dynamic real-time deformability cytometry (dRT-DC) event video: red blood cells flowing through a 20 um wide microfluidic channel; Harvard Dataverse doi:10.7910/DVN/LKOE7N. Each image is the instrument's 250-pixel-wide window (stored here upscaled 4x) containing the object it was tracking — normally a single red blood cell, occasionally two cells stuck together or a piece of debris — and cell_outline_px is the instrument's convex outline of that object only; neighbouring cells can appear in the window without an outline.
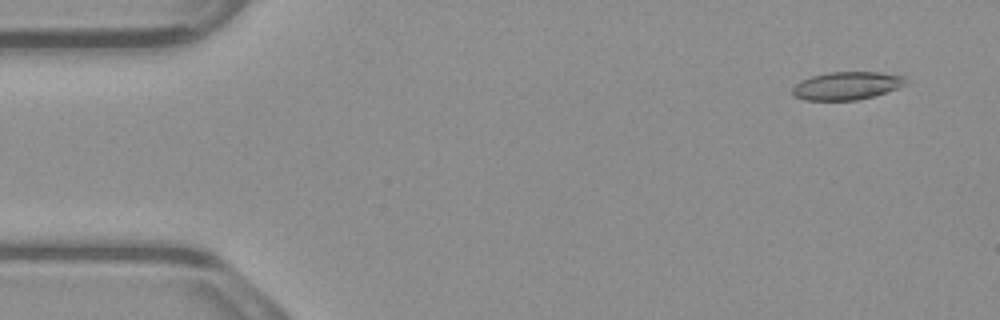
{"species": "common noctule bat (a hibernating species)", "species_latin": "Nyctalus noctula", "temperature_condition": "warm", "stored_images_in_passage": 13, "camera_frame_rate_fps": 3000, "um_per_image_px": 0.085, "animal": {"sex": "male", "body_mass_g": 23.1, "forearm_length_mm": 52.7}, "frame": {"image": 1, "passage_image": 4, "time_ms": 1.0, "image_size_px": [1000, 320], "cell_outline_px": [[908, 84], [876, 96], [856, 100], [804, 100], [792, 96], [792, 88], [800, 80], [812, 76], [828, 72], [880, 72], [904, 76]], "centroid_in_image_um": [71.97, 7.29], "position_along_channel_um": 13.0, "area_um2": 18.67}}